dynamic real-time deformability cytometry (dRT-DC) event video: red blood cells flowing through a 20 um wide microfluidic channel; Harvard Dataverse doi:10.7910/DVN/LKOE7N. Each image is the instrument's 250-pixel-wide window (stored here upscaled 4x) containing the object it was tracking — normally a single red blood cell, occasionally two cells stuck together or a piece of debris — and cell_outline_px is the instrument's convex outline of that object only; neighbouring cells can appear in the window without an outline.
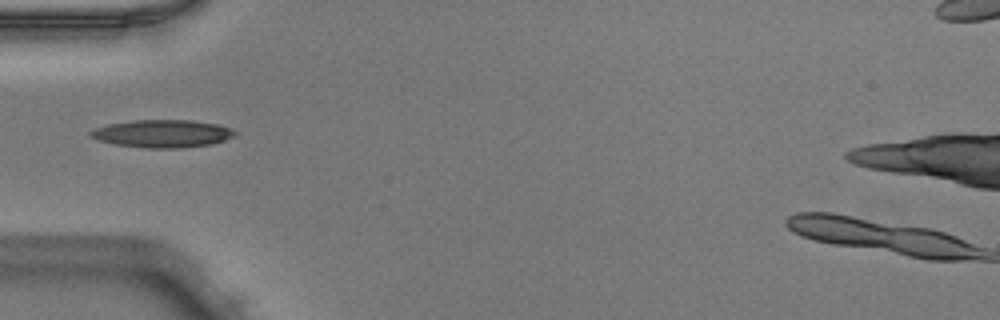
{"species": "Egyptian fruit bat (a non-hibernating species)", "species_latin": "Rousettus aegyptiacus", "temperature_condition": "warm", "stored_images_in_passage": 35, "camera_frame_rate_fps": 3000, "um_per_image_px": 0.085, "animal": {"sex": "male"}, "frame": {"image": 1, "passage_image": 1, "time_ms": 0.0, "image_size_px": [1000, 320], "cell_outline_px": [[236, 136], [212, 144], [180, 148], [148, 148], [116, 144], [100, 140], [92, 136], [88, 132], [96, 128], [108, 124], [136, 120], [188, 120], [216, 124], [228, 128], [236, 132]], "centroid_in_image_um": [13.83, 11.36], "position_along_channel_um": 71.2, "area_um2": 22.95}}
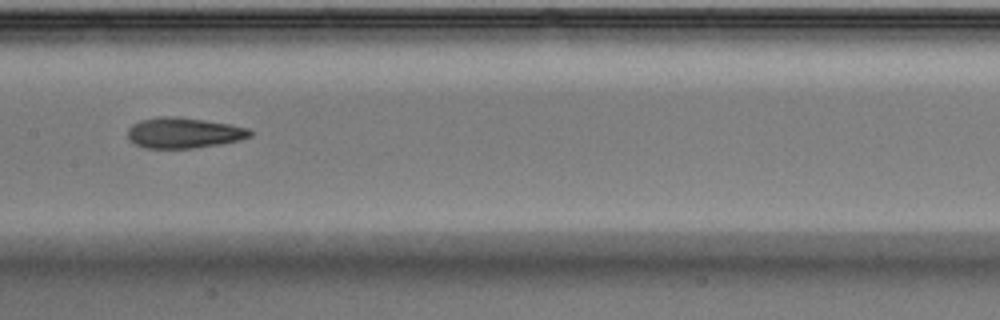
{"frame": {"image": 2, "passage_image": 10, "time_ms": 3.0, "image_size_px": [1000, 320], "cell_outline_px": [[252, 136], [240, 140], [192, 148], [144, 148], [128, 140], [128, 128], [132, 124], [140, 120], [160, 116], [176, 116], [204, 120], [228, 124], [248, 128], [252, 132]], "centroid_in_image_um": [15.58, 11.28], "position_along_channel_um": 191.8, "area_um2": 21.73}}
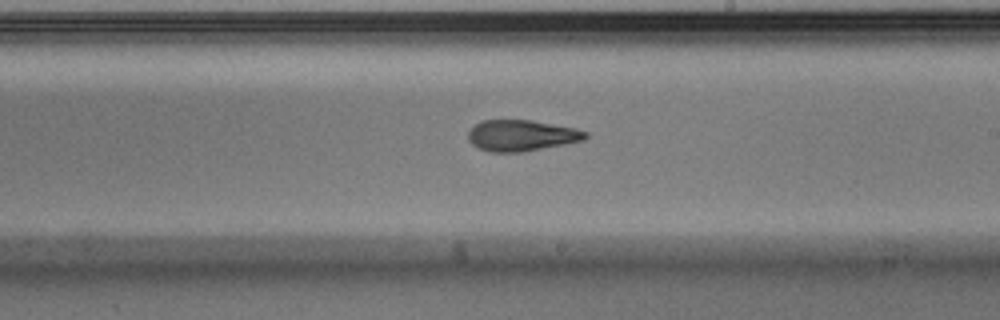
{"frame": {"image": 3, "passage_image": 14, "time_ms": 4.333, "image_size_px": [1000, 320], "cell_outline_px": [[588, 136], [584, 140], [564, 144], [520, 152], [488, 152], [472, 144], [468, 140], [468, 132], [476, 124], [484, 120], [528, 120], [576, 128], [588, 132]], "centroid_in_image_um": [44.32, 11.52], "position_along_channel_um": 244.7, "area_um2": 21.04}, "authors_computed_cell_mechanics": {"area_um2": 21.6172, "velocity_mm_per_s": 3.979, "shape_relaxation_time_tau1_ms": null, "shape_relaxation_time_tau2_ms": 3.0565, "deformation_change_tau1": null, "deformation_change_tau2": 0.1246}}